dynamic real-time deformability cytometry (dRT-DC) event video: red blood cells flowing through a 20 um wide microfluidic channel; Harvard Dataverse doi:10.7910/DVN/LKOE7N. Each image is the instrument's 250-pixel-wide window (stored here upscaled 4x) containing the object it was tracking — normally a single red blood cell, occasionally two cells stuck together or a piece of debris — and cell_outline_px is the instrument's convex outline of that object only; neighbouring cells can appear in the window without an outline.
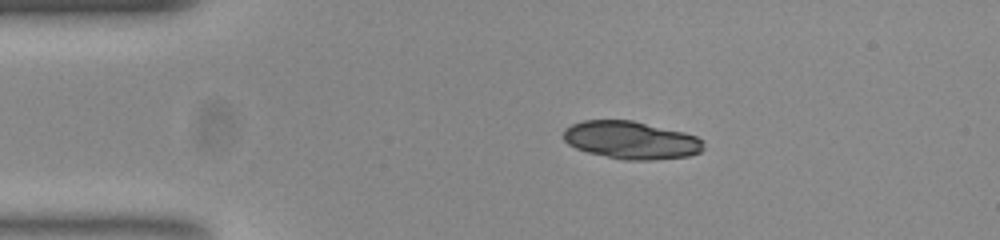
{"species": "common noctule bat (a hibernating species)", "species_latin": "Nyctalus noctula", "temperature_condition": "room temperature", "stored_images_in_passage": 43, "camera_frame_rate_fps": 3000, "um_per_image_px": 0.085, "animal": {"sex": "female", "body_mass_g": 23.0, "forearm_length_mm": 53.4}, "frame": {"image": 1, "passage_image": 1, "time_ms": 0.0, "image_size_px": [1000, 240], "cell_outline_px": [[704, 148], [700, 152], [688, 156], [652, 160], [624, 160], [588, 152], [576, 148], [568, 144], [564, 140], [564, 128], [572, 124], [584, 120], [632, 120], [684, 132], [696, 136], [704, 140]], "centroid_in_image_um": [53.66, 11.91], "position_along_channel_um": 31.3, "area_um2": 30.87}}